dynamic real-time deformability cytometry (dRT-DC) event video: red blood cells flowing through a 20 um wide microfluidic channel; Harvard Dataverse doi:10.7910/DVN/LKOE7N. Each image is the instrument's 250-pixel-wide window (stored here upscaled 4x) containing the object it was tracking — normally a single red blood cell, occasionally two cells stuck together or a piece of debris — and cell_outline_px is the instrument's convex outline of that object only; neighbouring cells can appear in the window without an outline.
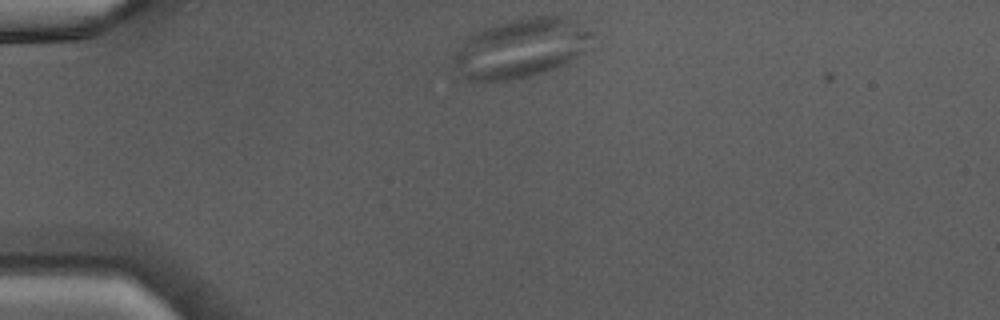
{"species": "Egyptian fruit bat (a non-hibernating species)", "species_latin": "Rousettus aegyptiacus", "temperature_condition": "warm", "stored_images_in_passage": 36, "camera_frame_rate_fps": 3000, "um_per_image_px": 0.085, "animal": {"sex": "male"}, "frame": {"image": 1, "passage_image": 1, "time_ms": 0.0, "image_size_px": [1000, 320], "cell_outline_px": [[592, 36], [580, 52], [568, 60], [552, 68], [528, 76], [508, 80], [468, 80], [460, 76], [452, 64], [452, 56], [460, 44], [468, 36], [492, 24], [504, 20], [524, 16], [564, 16], [592, 32]], "centroid_in_image_um": [44.14, 4.06], "position_along_channel_um": 40.9, "area_um2": 47.11}}